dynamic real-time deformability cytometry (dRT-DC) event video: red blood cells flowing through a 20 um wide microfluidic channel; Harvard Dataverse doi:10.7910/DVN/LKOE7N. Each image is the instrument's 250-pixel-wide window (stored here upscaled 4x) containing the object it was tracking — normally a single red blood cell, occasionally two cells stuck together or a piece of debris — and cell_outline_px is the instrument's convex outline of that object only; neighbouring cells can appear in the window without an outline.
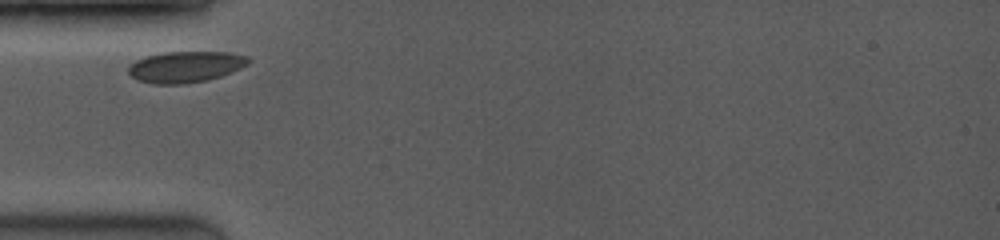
{"species": "common noctule bat (a hibernating species)", "species_latin": "Nyctalus noctula", "temperature_condition": "room temperature", "stored_images_in_passage": 3, "camera_frame_rate_fps": 3500, "um_per_image_px": 0.085, "animal": {"sex": "female", "body_mass_g": 19.0, "forearm_length_mm": 53.3}, "frame": {"image": 1, "passage_image": 1, "time_ms": 0.0, "image_size_px": [1000, 240], "cell_outline_px": [[252, 60], [248, 64], [240, 68], [220, 76], [208, 80], [184, 84], [152, 84], [140, 80], [132, 76], [128, 72], [128, 68], [136, 60], [144, 56], [164, 52], [228, 52], [248, 56]], "centroid_in_image_um": [15.78, 5.67], "position_along_channel_um": 69.2, "area_um2": 21.79}}